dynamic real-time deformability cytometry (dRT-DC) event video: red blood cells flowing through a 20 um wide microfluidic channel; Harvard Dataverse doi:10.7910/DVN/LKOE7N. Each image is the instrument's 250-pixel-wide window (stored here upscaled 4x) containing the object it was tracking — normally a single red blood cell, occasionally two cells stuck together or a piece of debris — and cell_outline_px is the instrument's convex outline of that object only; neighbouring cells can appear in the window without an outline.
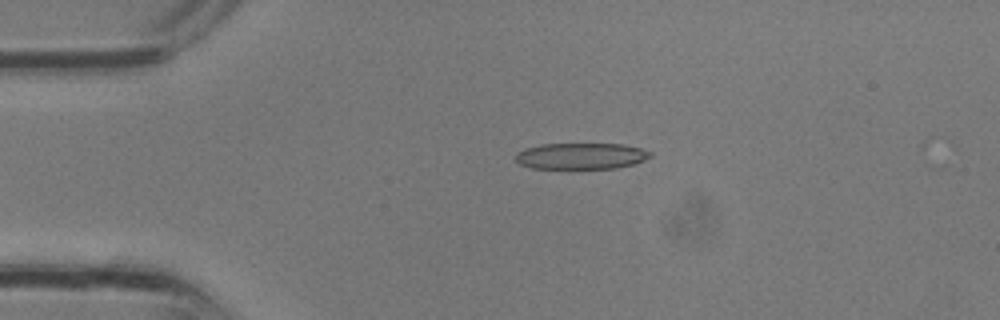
{"species": "common noctule bat (a hibernating species)", "species_latin": "Nyctalus noctula", "temperature_condition": "room temperature", "stored_images_in_passage": 2, "camera_frame_rate_fps": 3000, "um_per_image_px": 0.085, "animal": {"sex": "male", "body_mass_g": 13.3}, "frame": {"image": 1, "passage_image": 2, "time_ms": 0.333, "image_size_px": [1000, 320], "cell_outline_px": [[652, 156], [644, 160], [632, 164], [616, 168], [532, 168], [520, 164], [516, 160], [516, 152], [540, 144], [624, 144], [640, 148], [652, 152]], "centroid_in_image_um": [49.41, 13.26], "position_along_channel_um": 35.6, "area_um2": 20.46}}